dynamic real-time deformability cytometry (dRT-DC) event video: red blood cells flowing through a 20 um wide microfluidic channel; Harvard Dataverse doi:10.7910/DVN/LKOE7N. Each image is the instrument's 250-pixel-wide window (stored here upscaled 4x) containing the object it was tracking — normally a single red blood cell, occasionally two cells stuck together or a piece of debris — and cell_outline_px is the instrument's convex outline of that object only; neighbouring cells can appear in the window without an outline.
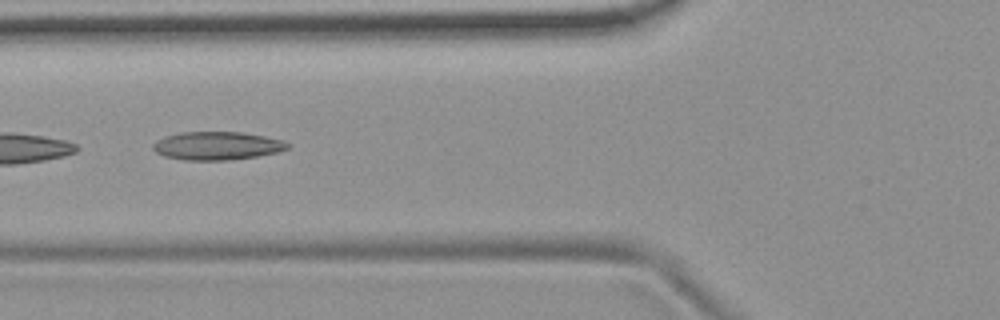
{"species": "common noctule bat (a hibernating species)", "species_latin": "Nyctalus noctula", "temperature_condition": "room temperature", "stored_images_in_passage": 13, "camera_frame_rate_fps": 3000, "um_per_image_px": 0.085, "animal": {"sex": "female", "body_mass_g": 19.9}, "frame": {"image": 1, "passage_image": 4, "time_ms": 1.0, "image_size_px": [1000, 320], "cell_outline_px": [[292, 144], [288, 148], [276, 152], [256, 156], [228, 160], [184, 160], [164, 156], [156, 152], [152, 148], [152, 144], [156, 140], [164, 136], [180, 132], [240, 132], [264, 136], [284, 140]], "centroid_in_image_um": [18.43, 12.38], "position_along_channel_um": 107.4, "area_um2": 22.2}}